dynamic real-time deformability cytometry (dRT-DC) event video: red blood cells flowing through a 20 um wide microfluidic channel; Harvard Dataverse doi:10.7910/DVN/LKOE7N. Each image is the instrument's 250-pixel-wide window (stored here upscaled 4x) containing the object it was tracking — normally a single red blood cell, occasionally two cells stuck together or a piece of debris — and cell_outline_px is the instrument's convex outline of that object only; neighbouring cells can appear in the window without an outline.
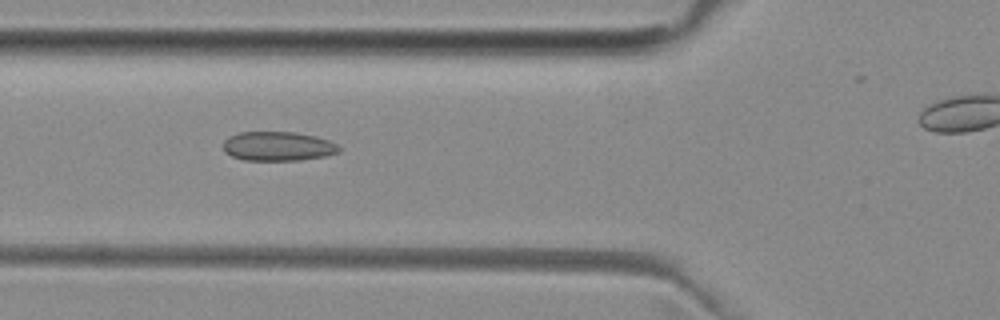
{"species": "common noctule bat (a hibernating species)", "species_latin": "Nyctalus noctula", "temperature_condition": "room temperature", "stored_images_in_passage": 45, "camera_frame_rate_fps": 3000, "um_per_image_px": 0.085, "animal": {"sex": "female", "body_mass_g": 29.2, "forearm_length_mm": 56.3}, "frame": {"image": 1, "passage_image": 19, "time_ms": 6.0, "image_size_px": [1000, 320], "cell_outline_px": [[340, 152], [324, 156], [300, 160], [244, 160], [232, 156], [224, 152], [224, 140], [228, 136], [240, 132], [296, 132], [316, 136], [328, 140], [336, 144], [340, 148]], "centroid_in_image_um": [23.61, 12.42], "position_along_channel_um": 102.2, "area_um2": 19.77}}
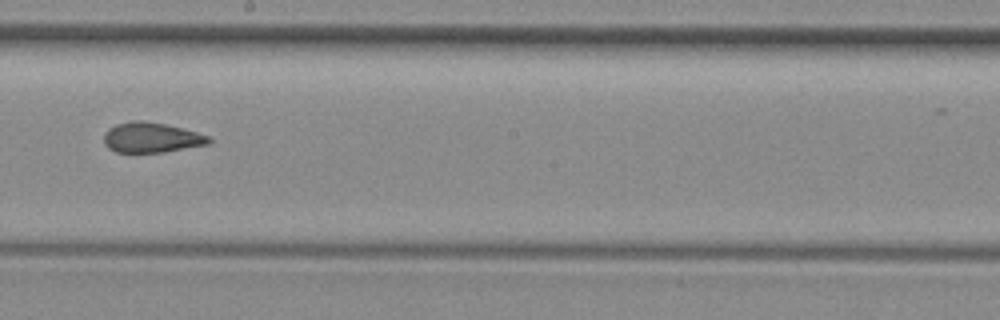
{"frame": {"image": 2, "passage_image": 29, "time_ms": 9.333, "image_size_px": [1000, 320], "cell_outline_px": [[212, 140], [208, 144], [164, 152], [116, 152], [108, 148], [104, 144], [104, 132], [108, 128], [116, 124], [132, 120], [144, 120], [164, 124], [196, 132], [208, 136]], "centroid_in_image_um": [12.82, 11.69], "position_along_channel_um": 235.4, "area_um2": 18.38}}
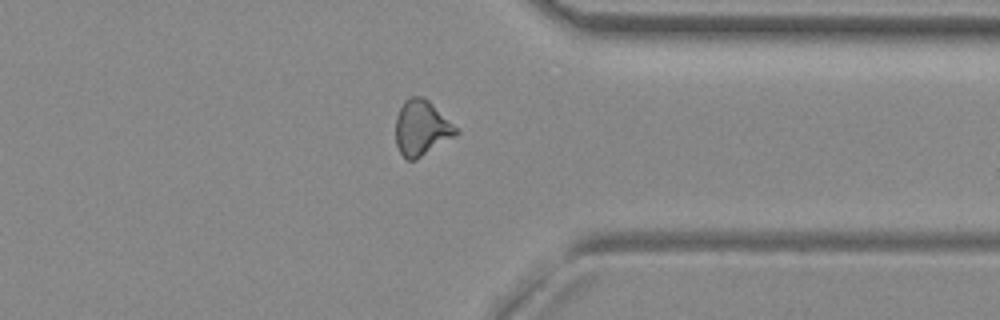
{"frame": {"image": 3, "passage_image": 40, "time_ms": 13.0, "image_size_px": [1000, 320], "cell_outline_px": [[460, 132], [416, 160], [408, 160], [400, 152], [396, 144], [396, 116], [404, 100], [412, 96], [424, 96]], "centroid_in_image_um": [35.79, 10.87], "position_along_channel_um": 375.6, "area_um2": 19.07}, "authors_computed_cell_mechanics": {"area_um2": 19.2474, "velocity_mm_per_s": 3.9938, "shape_relaxation_time_tau1_ms": null, "shape_relaxation_time_tau2_ms": 2.2139, "deformation_change_tau1": null, "deformation_change_tau2": 0.0713}}